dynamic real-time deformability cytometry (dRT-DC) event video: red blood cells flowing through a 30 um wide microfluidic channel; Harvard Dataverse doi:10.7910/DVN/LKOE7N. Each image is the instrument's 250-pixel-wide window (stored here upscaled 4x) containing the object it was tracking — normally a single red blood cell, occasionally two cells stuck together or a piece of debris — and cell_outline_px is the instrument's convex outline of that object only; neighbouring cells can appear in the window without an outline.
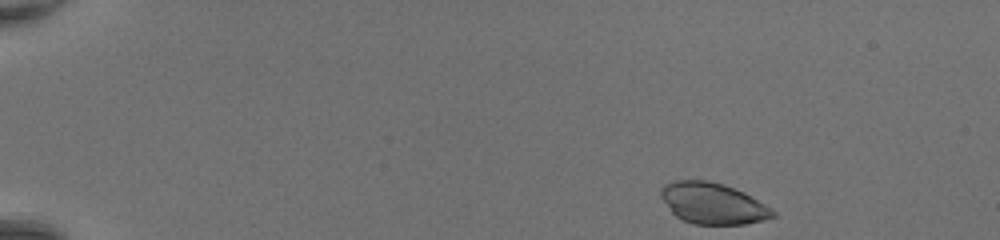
{"species": "common noctule bat (a hibernating species)", "species_latin": "Nyctalus noctula", "temperature_condition": "room temperature", "stored_images_in_passage": 42, "camera_frame_rate_fps": 3000, "um_per_image_px": 0.085, "animal": {"sex": "female", "body_mass_g": 20.0, "forearm_length_mm": 54.0}, "frame": {"image": 1, "passage_image": 1, "time_ms": 0.0, "image_size_px": [1000, 240], "cell_outline_px": [[776, 216], [764, 220], [744, 224], [692, 224], [676, 216], [672, 212], [660, 196], [660, 188], [664, 184], [676, 180], [708, 180], [724, 184], [744, 192], [772, 208], [776, 212]], "centroid_in_image_um": [60.6, 17.28], "position_along_channel_um": 24.4, "area_um2": 26.93}}
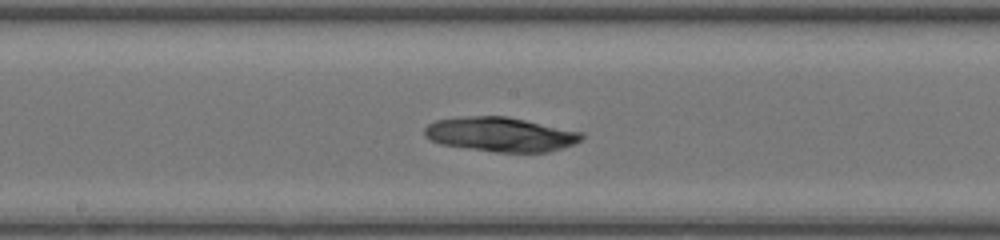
{"frame": {"image": 2, "passage_image": 22, "time_ms": 7.0, "image_size_px": [1000, 240], "cell_outline_px": [[584, 140], [548, 152], [492, 152], [440, 144], [424, 136], [424, 128], [428, 124], [436, 120], [460, 116], [508, 116], [584, 132]], "centroid_in_image_um": [42.56, 11.41], "position_along_channel_um": 205.6, "area_um2": 31.79}}
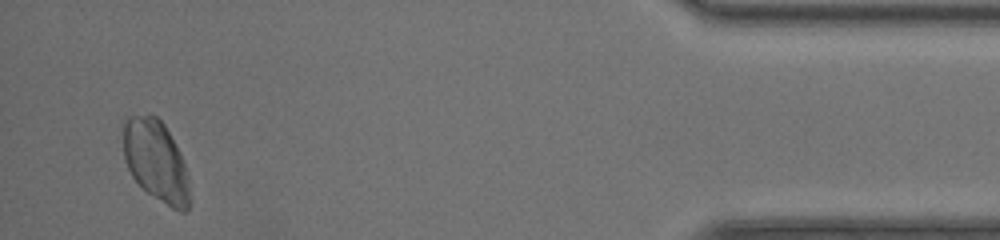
{"frame": {"image": 3, "passage_image": 41, "time_ms": 13.333, "image_size_px": [1000, 240], "cell_outline_px": [[192, 204], [184, 212], [180, 212], [172, 208], [148, 192], [132, 176], [124, 160], [124, 120], [128, 116], [156, 116], [164, 124], [184, 164], [188, 176], [192, 200]], "centroid_in_image_um": [13.28, 13.73], "position_along_channel_um": 421.9, "area_um2": 30.98}}